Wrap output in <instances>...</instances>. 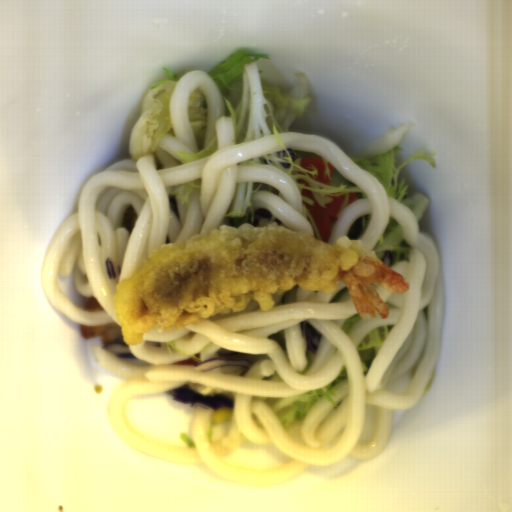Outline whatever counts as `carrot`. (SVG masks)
Listing matches in <instances>:
<instances>
[{
	"mask_svg": "<svg viewBox=\"0 0 512 512\" xmlns=\"http://www.w3.org/2000/svg\"><path fill=\"white\" fill-rule=\"evenodd\" d=\"M302 196H306L312 201L311 205L307 204L305 207L318 231L321 242L329 244V235L335 221L352 202L358 200L357 196L351 193L348 196V203L344 202L342 196L332 197L331 202L321 205L307 188L303 189Z\"/></svg>",
	"mask_w": 512,
	"mask_h": 512,
	"instance_id": "obj_1",
	"label": "carrot"
},
{
	"mask_svg": "<svg viewBox=\"0 0 512 512\" xmlns=\"http://www.w3.org/2000/svg\"><path fill=\"white\" fill-rule=\"evenodd\" d=\"M294 162L297 165L311 168V169H317L318 173L316 176V180L319 184L324 185L327 187L335 169L333 165H331L326 160H322L319 158H312V157H303V158H297L294 160Z\"/></svg>",
	"mask_w": 512,
	"mask_h": 512,
	"instance_id": "obj_2",
	"label": "carrot"
}]
</instances>
